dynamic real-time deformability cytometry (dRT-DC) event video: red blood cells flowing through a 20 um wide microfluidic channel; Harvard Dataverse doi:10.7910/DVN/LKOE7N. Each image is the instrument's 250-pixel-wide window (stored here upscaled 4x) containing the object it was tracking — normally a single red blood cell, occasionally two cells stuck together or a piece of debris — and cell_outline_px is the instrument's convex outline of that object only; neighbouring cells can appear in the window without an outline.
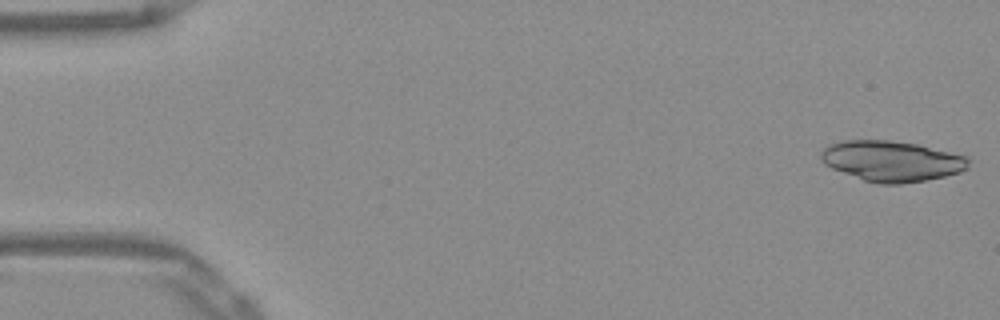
{"species": "Egyptian fruit bat (a non-hibernating species)", "species_latin": "Rousettus aegyptiacus", "temperature_condition": "warm", "stored_images_in_passage": 9, "camera_frame_rate_fps": 3000, "um_per_image_px": 0.085, "frame": {"image": 1, "passage_image": 1, "time_ms": 0.0, "image_size_px": [1000, 320], "cell_outline_px": [[968, 168], [960, 172], [928, 180], [900, 184], [880, 184], [864, 180], [832, 168], [824, 164], [820, 160], [820, 152], [828, 144], [840, 140], [892, 140], [916, 144], [964, 156], [968, 160]], "centroid_in_image_um": [75.73, 13.69], "position_along_channel_um": 9.3, "area_um2": 34.8}}